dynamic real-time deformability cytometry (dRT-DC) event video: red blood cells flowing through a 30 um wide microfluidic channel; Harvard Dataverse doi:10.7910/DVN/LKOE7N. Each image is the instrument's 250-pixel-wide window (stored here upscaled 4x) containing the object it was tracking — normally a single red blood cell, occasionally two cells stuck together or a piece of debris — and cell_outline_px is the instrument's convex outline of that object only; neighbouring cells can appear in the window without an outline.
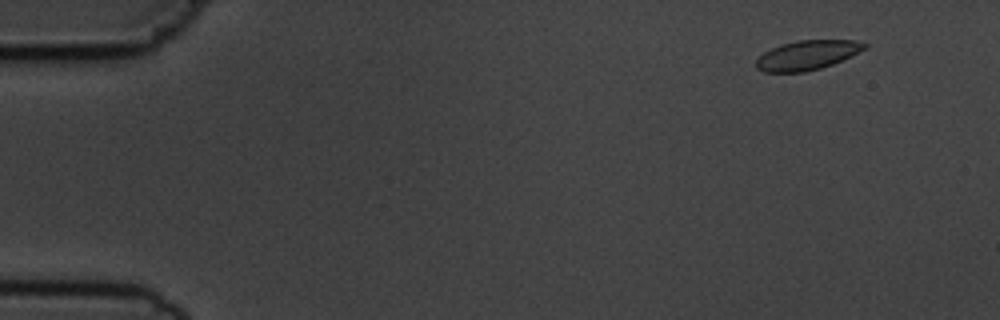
{"species": "common noctule bat (a hibernating species)", "species_latin": "Nyctalus noctula", "temperature_condition": "cold", "stored_images_in_passage": 5, "camera_frame_rate_fps": 3000, "um_per_image_px": 0.085, "animal": {"sex": "male", "body_mass_g": 19.5, "forearm_length_mm": 54.6}, "frame": {"image": 1, "passage_image": 1, "time_ms": 0.0, "image_size_px": [1000, 320], "cell_outline_px": [[868, 48], [832, 64], [820, 68], [804, 72], [764, 72], [756, 68], [756, 60], [764, 52], [780, 44], [796, 40], [856, 40], [868, 44]], "centroid_in_image_um": [68.61, 4.68], "position_along_channel_um": 16.4, "area_um2": 18.61}}